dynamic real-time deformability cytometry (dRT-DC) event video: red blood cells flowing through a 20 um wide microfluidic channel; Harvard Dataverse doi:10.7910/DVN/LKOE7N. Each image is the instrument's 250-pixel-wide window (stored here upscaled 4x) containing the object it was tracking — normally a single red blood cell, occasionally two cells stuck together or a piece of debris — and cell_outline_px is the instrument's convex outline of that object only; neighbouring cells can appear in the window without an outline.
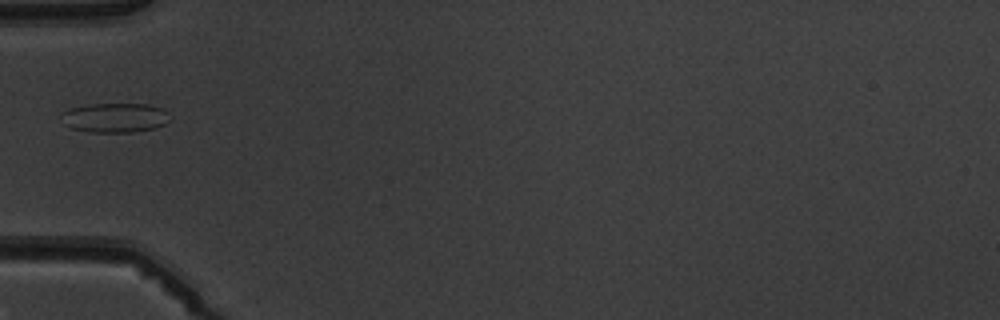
{"species": "common noctule bat (a hibernating species)", "species_latin": "Nyctalus noctula", "temperature_condition": "warm", "stored_images_in_passage": 4, "camera_frame_rate_fps": 3000, "um_per_image_px": 0.085, "animal": {"sex": "male", "body_mass_g": 19.5, "forearm_length_mm": 54.6}, "frame": {"image": 1, "passage_image": 3, "time_ms": 2.333, "image_size_px": [1000, 320], "cell_outline_px": [[172, 120], [156, 128], [132, 132], [92, 132], [72, 128], [60, 124], [60, 112], [68, 108], [88, 104], [148, 104], [164, 108], [172, 116]], "centroid_in_image_um": [9.76, 10.0], "position_along_channel_um": 75.2, "area_um2": 19.25}}
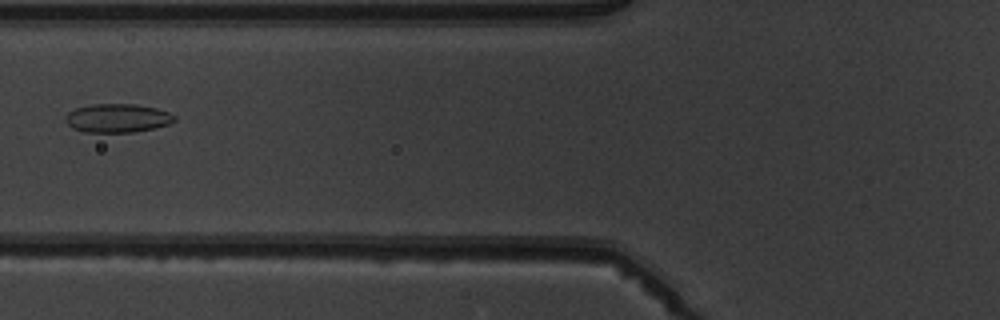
{"frame": {"image": 2, "passage_image": 4, "time_ms": 3.333, "image_size_px": [1000, 320], "cell_outline_px": [[176, 120], [168, 124], [156, 128], [132, 132], [84, 132], [72, 128], [64, 120], [64, 116], [68, 112], [76, 108], [92, 104], [136, 104], [156, 108], [168, 112], [176, 116]], "centroid_in_image_um": [9.97, 10.04], "position_along_channel_um": 115.8, "area_um2": 18.32}}